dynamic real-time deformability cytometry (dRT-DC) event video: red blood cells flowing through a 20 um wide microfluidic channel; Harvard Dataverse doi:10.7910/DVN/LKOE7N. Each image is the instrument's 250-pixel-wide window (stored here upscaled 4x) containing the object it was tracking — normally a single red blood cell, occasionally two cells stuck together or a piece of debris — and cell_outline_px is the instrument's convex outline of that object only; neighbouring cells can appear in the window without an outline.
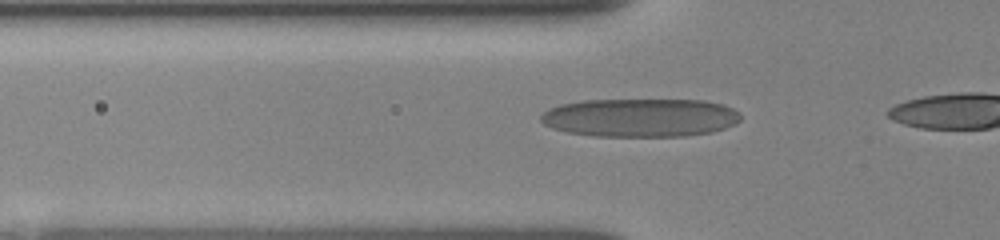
{"species": "human", "species_latin": "Homo sapiens", "temperature_condition": "room temperature", "stored_images_in_passage": 5, "camera_frame_rate_fps": 3000, "um_per_image_px": 0.085, "donor": {"sex": "female"}, "frame": {"image": 1, "passage_image": 3, "time_ms": 0.667, "image_size_px": [1000, 240], "cell_outline_px": [[740, 120], [736, 124], [712, 132], [684, 136], [592, 136], [568, 132], [552, 128], [544, 124], [540, 120], [540, 116], [548, 108], [560, 104], [584, 100], [704, 100], [724, 104], [740, 112]], "centroid_in_image_um": [54.43, 9.99], "position_along_channel_um": 71.4, "area_um2": 45.03}}